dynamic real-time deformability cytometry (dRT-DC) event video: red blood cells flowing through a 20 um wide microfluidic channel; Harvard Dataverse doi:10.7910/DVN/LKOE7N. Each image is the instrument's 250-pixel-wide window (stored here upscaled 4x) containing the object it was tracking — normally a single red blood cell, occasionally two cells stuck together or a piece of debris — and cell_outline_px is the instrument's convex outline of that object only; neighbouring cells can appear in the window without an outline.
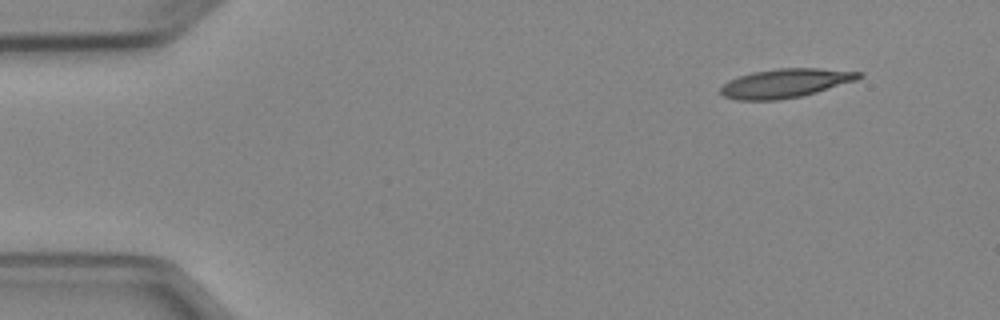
{"species": "Egyptian fruit bat (a non-hibernating species)", "species_latin": "Rousettus aegyptiacus", "temperature_condition": "cold", "stored_images_in_passage": 4, "camera_frame_rate_fps": 3000, "um_per_image_px": 0.085, "animal": {"sex": "female"}, "frame": {"image": 1, "passage_image": 1, "time_ms": 0.0, "image_size_px": [1000, 320], "cell_outline_px": [[864, 76], [856, 80], [816, 92], [800, 96], [780, 100], [736, 100], [724, 96], [720, 92], [720, 88], [728, 80], [752, 72], [776, 68], [820, 68], [864, 72]], "centroid_in_image_um": [66.77, 7.06], "position_along_channel_um": 18.2, "area_um2": 23.35}}
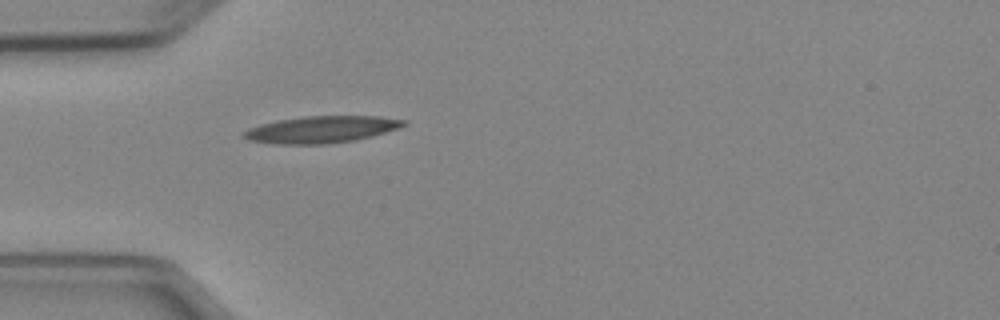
{"frame": {"image": 2, "passage_image": 4, "time_ms": 3.333, "image_size_px": [1000, 320], "cell_outline_px": [[408, 124], [372, 136], [356, 140], [324, 144], [272, 144], [248, 140], [240, 136], [240, 132], [248, 128], [260, 124], [276, 120], [304, 116], [380, 116], [408, 120]], "centroid_in_image_um": [27.25, 11.0], "position_along_channel_um": 57.7, "area_um2": 25.32}}